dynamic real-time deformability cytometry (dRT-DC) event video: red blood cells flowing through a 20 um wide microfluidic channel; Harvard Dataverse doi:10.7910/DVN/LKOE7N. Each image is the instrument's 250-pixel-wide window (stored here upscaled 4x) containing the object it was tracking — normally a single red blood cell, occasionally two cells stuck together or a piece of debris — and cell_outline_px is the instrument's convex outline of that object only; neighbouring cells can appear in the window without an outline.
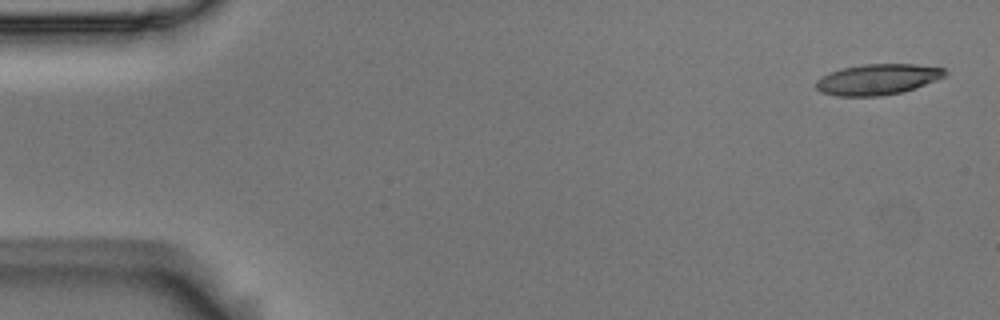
{"species": "Egyptian fruit bat (a non-hibernating species)", "species_latin": "Rousettus aegyptiacus", "temperature_condition": "room temperature", "stored_images_in_passage": 6, "segment_of_instrument_passage": [1, 2], "camera_frame_rate_fps": 3000, "um_per_image_px": 0.085, "animal": {"sex": "male"}, "frame": {"image": 1, "passage_image": 1, "time_ms": 0.0, "image_size_px": [1000, 320], "cell_outline_px": [[948, 72], [944, 76], [936, 80], [900, 92], [880, 96], [836, 96], [820, 92], [816, 88], [816, 80], [840, 68], [864, 64], [916, 64], [944, 68]], "centroid_in_image_um": [74.58, 6.74], "position_along_channel_um": 10.4, "area_um2": 22.89}}
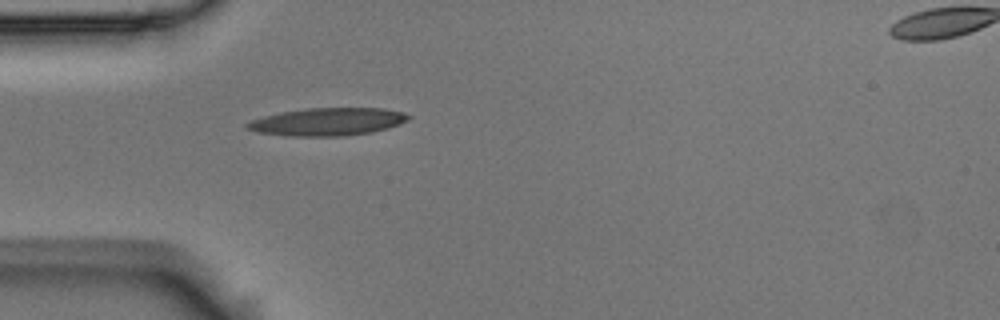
{"frame": {"image": 2, "passage_image": 5, "time_ms": 1.333, "image_size_px": [1000, 320], "cell_outline_px": [[412, 116], [408, 120], [400, 124], [388, 128], [372, 132], [344, 136], [284, 136], [256, 132], [244, 128], [244, 124], [252, 120], [264, 116], [280, 112], [308, 108], [384, 108], [404, 112]], "centroid_in_image_um": [27.84, 10.35], "position_along_channel_um": 57.2, "area_um2": 26.36}}